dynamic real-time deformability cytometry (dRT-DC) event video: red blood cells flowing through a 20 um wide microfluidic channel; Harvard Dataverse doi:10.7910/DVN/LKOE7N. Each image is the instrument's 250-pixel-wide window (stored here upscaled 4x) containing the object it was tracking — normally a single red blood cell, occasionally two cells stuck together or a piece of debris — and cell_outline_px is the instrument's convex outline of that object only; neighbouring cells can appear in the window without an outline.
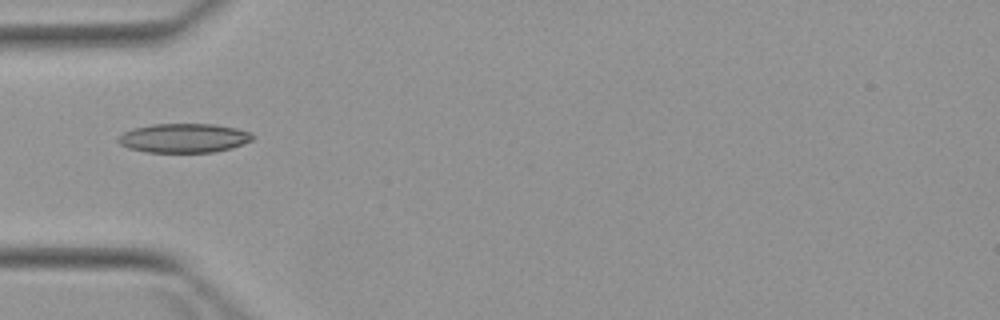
{"species": "Egyptian fruit bat (a non-hibernating species)", "species_latin": "Rousettus aegyptiacus", "temperature_condition": "warm", "stored_images_in_passage": 4, "camera_frame_rate_fps": 3000, "um_per_image_px": 0.085, "animal": {"sex": "female"}, "frame": {"image": 1, "passage_image": 4, "time_ms": 3.667, "image_size_px": [1000, 320], "cell_outline_px": [[256, 136], [252, 140], [232, 148], [212, 152], [144, 152], [128, 148], [120, 144], [116, 140], [124, 132], [132, 128], [152, 124], [216, 124], [236, 128], [252, 132]], "centroid_in_image_um": [15.64, 11.73], "position_along_channel_um": 69.4, "area_um2": 23.0}}